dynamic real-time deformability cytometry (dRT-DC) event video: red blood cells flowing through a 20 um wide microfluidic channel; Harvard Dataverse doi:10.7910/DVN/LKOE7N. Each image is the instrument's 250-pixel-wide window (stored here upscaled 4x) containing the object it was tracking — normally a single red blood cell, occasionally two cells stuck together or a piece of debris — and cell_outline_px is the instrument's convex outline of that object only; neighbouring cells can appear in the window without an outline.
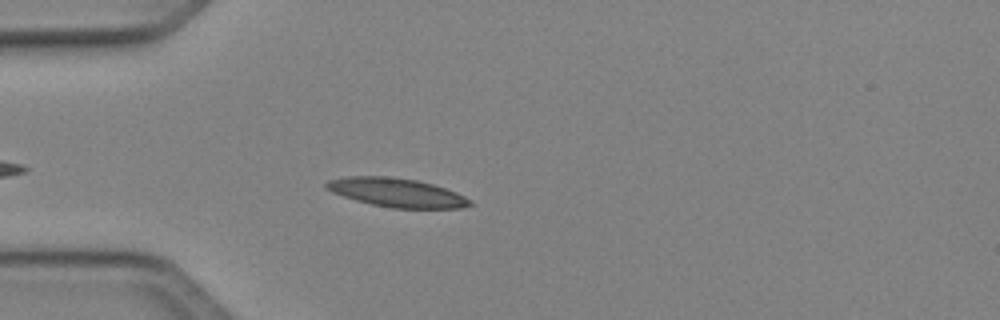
{"species": "Egyptian fruit bat (a non-hibernating species)", "species_latin": "Rousettus aegyptiacus", "temperature_condition": "cold", "stored_images_in_passage": 41, "camera_frame_rate_fps": 3000, "um_per_image_px": 0.085, "animal": {"sex": "female"}, "frame": {"image": 1, "passage_image": 5, "time_ms": 1.333, "image_size_px": [1000, 320], "cell_outline_px": [[472, 204], [460, 208], [392, 208], [372, 204], [356, 200], [332, 192], [324, 188], [324, 184], [328, 180], [348, 176], [384, 176], [416, 180], [432, 184], [456, 192], [472, 200]], "centroid_in_image_um": [33.7, 16.37], "position_along_channel_um": 51.3, "area_um2": 23.93}}
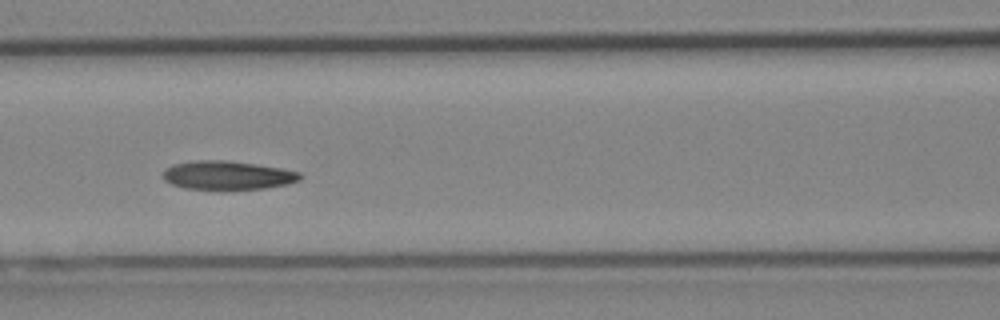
{"frame": {"image": 2, "passage_image": 13, "time_ms": 4.0, "image_size_px": [1000, 320], "cell_outline_px": [[304, 176], [300, 180], [288, 184], [264, 188], [184, 188], [172, 184], [164, 180], [164, 172], [168, 168], [176, 164], [196, 160], [224, 160], [256, 164], [280, 168], [300, 172]], "centroid_in_image_um": [19.4, 14.88], "position_along_channel_um": 147.2, "area_um2": 22.37}}
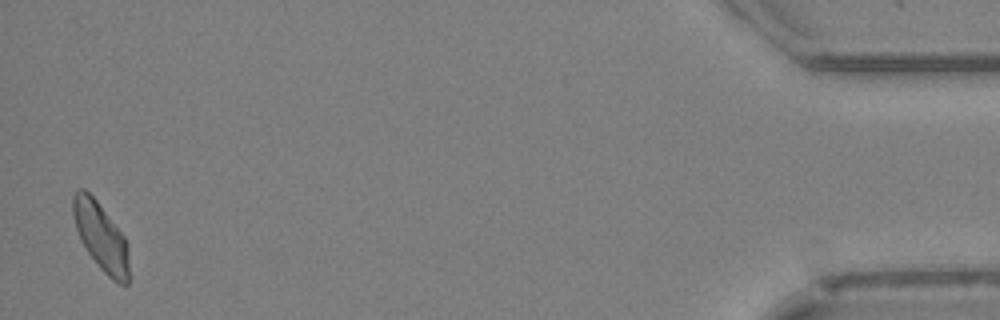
{"frame": {"image": 3, "passage_image": 40, "time_ms": 13.0, "image_size_px": [1000, 320], "cell_outline_px": [[128, 284], [120, 284], [112, 280], [100, 268], [88, 252], [80, 240], [76, 228], [72, 212], [72, 196], [80, 188], [84, 188], [96, 200], [124, 236], [128, 264]], "centroid_in_image_um": [8.54, 20.1], "position_along_channel_um": 426.7, "area_um2": 21.68}, "authors_computed_cell_mechanics": {"area_um2": 22.4842, "velocity_mm_per_s": 4.0664, "shape_relaxation_time_tau1_ms": null, "shape_relaxation_time_tau2_ms": 2.5744, "deformation_change_tau1": null, "deformation_change_tau2": 0.0859}}